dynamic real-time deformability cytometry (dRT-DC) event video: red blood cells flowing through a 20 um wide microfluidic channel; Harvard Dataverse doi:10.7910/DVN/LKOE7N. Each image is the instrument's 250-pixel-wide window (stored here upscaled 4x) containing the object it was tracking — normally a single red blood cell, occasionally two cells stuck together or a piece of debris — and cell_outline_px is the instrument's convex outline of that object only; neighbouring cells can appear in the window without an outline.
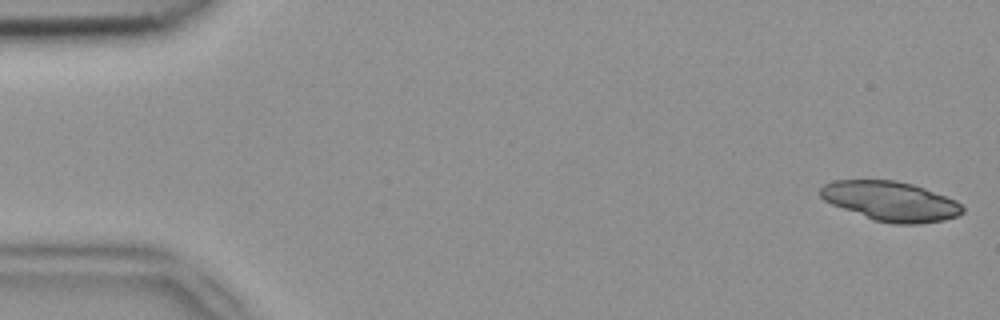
{"species": "common noctule bat (a hibernating species)", "species_latin": "Nyctalus noctula", "temperature_condition": "room temperature", "stored_images_in_passage": 18, "camera_frame_rate_fps": 3000, "um_per_image_px": 0.085, "animal": {"sex": "female", "body_mass_g": 18.4}, "frame": {"image": 1, "passage_image": 1, "time_ms": 0.0, "image_size_px": [1000, 320], "cell_outline_px": [[964, 212], [956, 216], [944, 220], [916, 224], [892, 224], [872, 220], [832, 204], [824, 200], [820, 196], [820, 188], [824, 184], [832, 180], [896, 180], [912, 184], [924, 188], [956, 200], [964, 208]], "centroid_in_image_um": [75.69, 17.1], "position_along_channel_um": 9.3, "area_um2": 32.83}}